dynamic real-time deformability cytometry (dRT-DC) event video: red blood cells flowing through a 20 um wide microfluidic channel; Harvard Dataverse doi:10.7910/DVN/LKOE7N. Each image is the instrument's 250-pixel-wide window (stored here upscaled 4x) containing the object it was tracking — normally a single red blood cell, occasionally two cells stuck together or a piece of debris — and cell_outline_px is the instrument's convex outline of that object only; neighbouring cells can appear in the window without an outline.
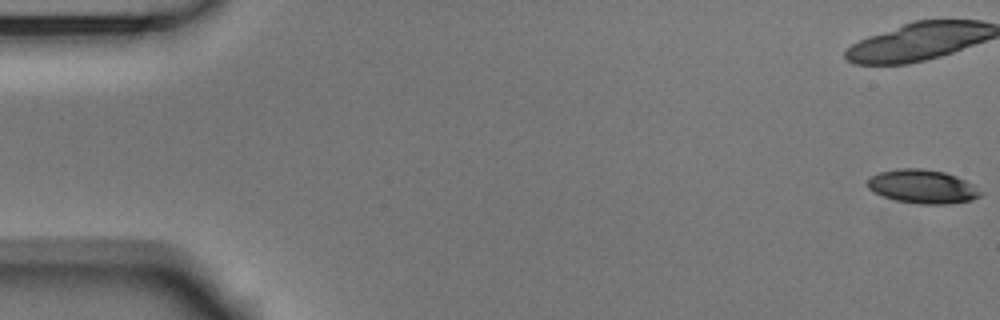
{"species": "Egyptian fruit bat (a non-hibernating species)", "species_latin": "Rousettus aegyptiacus", "temperature_condition": "room temperature", "stored_images_in_passage": 13, "camera_frame_rate_fps": 3000, "um_per_image_px": 0.085, "animal": {"sex": "male"}, "frame": {"image": 1, "passage_image": 1, "time_ms": 0.0, "image_size_px": [1000, 320], "cell_outline_px": [[980, 196], [972, 200], [944, 204], [920, 204], [896, 200], [880, 196], [872, 192], [868, 188], [868, 180], [872, 176], [880, 172], [896, 168], [924, 168], [944, 172], [956, 176], [972, 184], [980, 192]], "centroid_in_image_um": [78.37, 15.85], "position_along_channel_um": 6.6, "area_um2": 22.14}}